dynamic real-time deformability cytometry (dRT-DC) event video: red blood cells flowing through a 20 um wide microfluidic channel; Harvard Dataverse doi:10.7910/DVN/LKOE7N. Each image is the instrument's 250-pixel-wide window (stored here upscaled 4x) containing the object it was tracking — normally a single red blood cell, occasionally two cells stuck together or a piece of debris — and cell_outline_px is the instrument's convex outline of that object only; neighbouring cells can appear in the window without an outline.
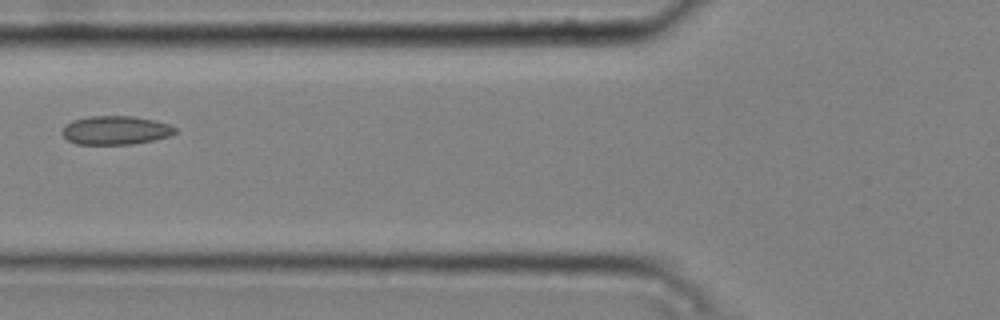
{"species": "common noctule bat (a hibernating species)", "species_latin": "Nyctalus noctula", "temperature_condition": "cold", "stored_images_in_passage": 4, "camera_frame_rate_fps": 3000, "um_per_image_px": 0.085, "animal": {"sex": "male", "body_mass_g": 20.4}, "frame": {"image": 1, "passage_image": 3, "time_ms": 0.667, "image_size_px": [1000, 320], "cell_outline_px": [[176, 132], [172, 136], [132, 144], [76, 144], [68, 140], [64, 136], [64, 128], [72, 120], [88, 116], [132, 116], [156, 120], [168, 124], [176, 128]], "centroid_in_image_um": [9.87, 11.07], "position_along_channel_um": 115.9, "area_um2": 18.79}}
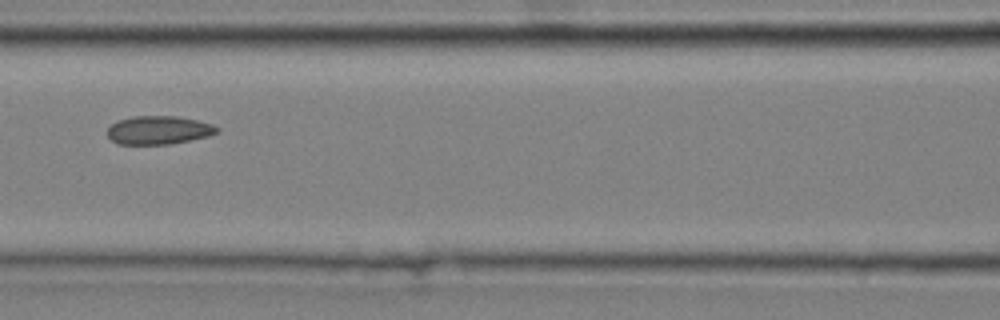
{"frame": {"image": 2, "passage_image": 4, "time_ms": 1.0, "image_size_px": [1000, 320], "cell_outline_px": [[220, 132], [208, 136], [172, 144], [116, 144], [108, 136], [108, 128], [116, 120], [132, 116], [176, 116], [196, 120], [212, 124], [220, 128]], "centroid_in_image_um": [13.49, 11.06], "position_along_channel_um": 153.1, "area_um2": 18.26}}